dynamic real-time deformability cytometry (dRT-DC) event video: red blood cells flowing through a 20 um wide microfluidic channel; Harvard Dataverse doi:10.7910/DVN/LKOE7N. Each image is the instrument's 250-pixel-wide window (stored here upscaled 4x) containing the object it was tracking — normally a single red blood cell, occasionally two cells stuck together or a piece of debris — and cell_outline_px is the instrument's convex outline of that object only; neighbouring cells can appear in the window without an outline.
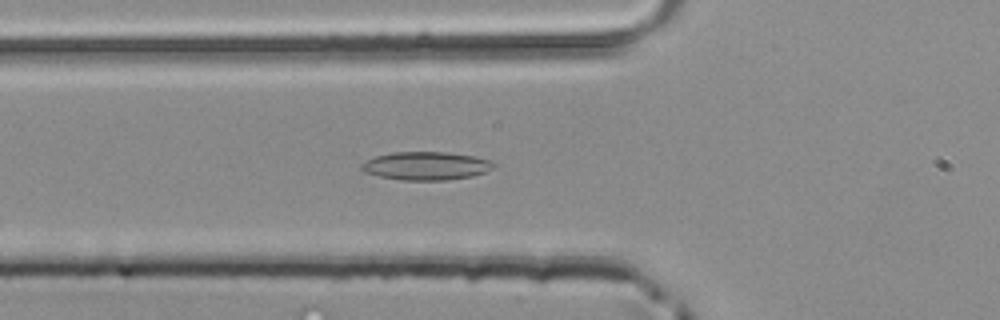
{"species": "common noctule bat (a hibernating species)", "species_latin": "Nyctalus noctula", "temperature_condition": "room temperature", "stored_images_in_passage": 35, "camera_frame_rate_fps": 3000, "um_per_image_px": 0.085, "animal": {"sex": "male", "body_mass_g": 20.4}, "frame": {"image": 1, "passage_image": 4, "time_ms": 1.0, "image_size_px": [1000, 320], "cell_outline_px": [[496, 164], [492, 168], [484, 172], [472, 176], [444, 180], [400, 180], [380, 176], [364, 172], [360, 168], [360, 164], [364, 160], [376, 156], [392, 152], [448, 152], [476, 156], [488, 160]], "centroid_in_image_um": [36.18, 14.09], "position_along_channel_um": 89.6, "area_um2": 21.79}}
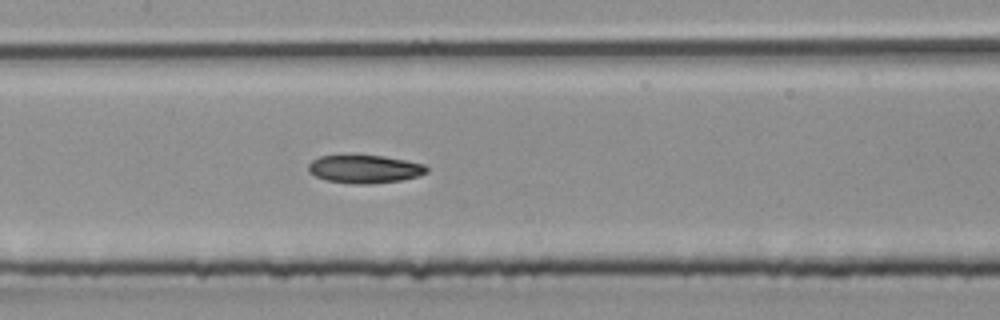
{"frame": {"image": 2, "passage_image": 10, "time_ms": 3.0, "image_size_px": [1000, 320], "cell_outline_px": [[428, 172], [420, 176], [400, 180], [368, 184], [356, 184], [328, 180], [316, 176], [308, 172], [308, 164], [312, 160], [320, 156], [352, 152], [384, 156], [424, 164], [428, 168]], "centroid_in_image_um": [30.96, 14.32], "position_along_channel_um": 176.4, "area_um2": 20.06}}
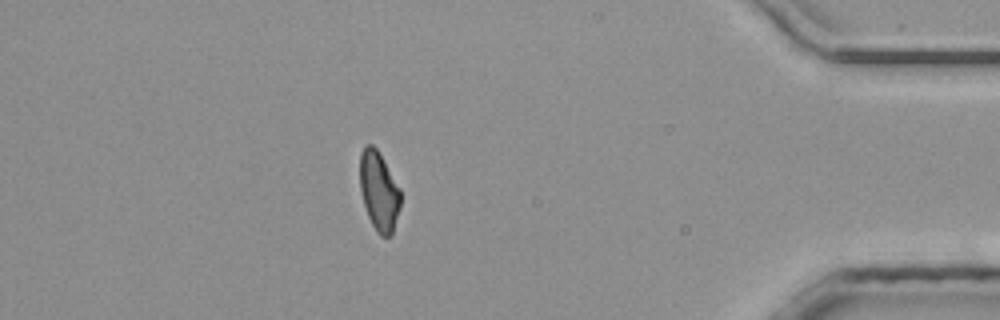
{"frame": {"image": 3, "passage_image": 29, "time_ms": 9.333, "image_size_px": [1000, 320], "cell_outline_px": [[400, 208], [392, 236], [380, 236], [376, 232], [368, 216], [360, 192], [360, 152], [364, 144], [372, 144], [376, 148], [400, 188]], "centroid_in_image_um": [32.2, 16.26], "position_along_channel_um": 403.0, "area_um2": 18.84}}